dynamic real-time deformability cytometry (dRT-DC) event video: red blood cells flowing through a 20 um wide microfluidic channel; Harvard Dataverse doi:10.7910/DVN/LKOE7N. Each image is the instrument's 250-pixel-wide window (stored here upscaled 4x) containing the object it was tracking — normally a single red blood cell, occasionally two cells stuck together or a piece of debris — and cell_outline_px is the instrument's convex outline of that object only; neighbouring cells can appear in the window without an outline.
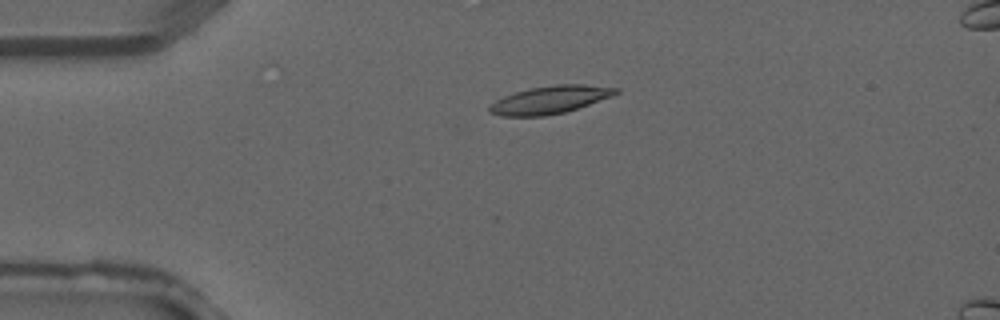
{"species": "common noctule bat (a hibernating species)", "species_latin": "Nyctalus noctula", "temperature_condition": "warm", "stored_images_in_passage": 3, "camera_frame_rate_fps": 3000, "um_per_image_px": 0.085, "animal": {"sex": "male", "forearm_length_mm": 52.5}, "frame": {"image": 1, "passage_image": 2, "time_ms": 0.333, "image_size_px": [1000, 320], "cell_outline_px": [[620, 92], [612, 96], [564, 112], [544, 116], [500, 116], [488, 112], [488, 108], [496, 100], [504, 96], [528, 88], [556, 84], [584, 84], [620, 88]], "centroid_in_image_um": [46.74, 8.47], "position_along_channel_um": 38.3, "area_um2": 20.35}}